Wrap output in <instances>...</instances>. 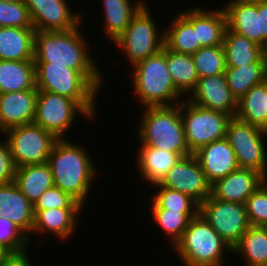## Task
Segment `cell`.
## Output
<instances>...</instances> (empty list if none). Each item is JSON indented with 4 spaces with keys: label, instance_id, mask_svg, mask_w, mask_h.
I'll list each match as a JSON object with an SVG mask.
<instances>
[{
    "label": "cell",
    "instance_id": "cell-33",
    "mask_svg": "<svg viewBox=\"0 0 267 266\" xmlns=\"http://www.w3.org/2000/svg\"><path fill=\"white\" fill-rule=\"evenodd\" d=\"M267 63H251L240 67H226L225 75L232 95L238 101L252 87L264 82Z\"/></svg>",
    "mask_w": 267,
    "mask_h": 266
},
{
    "label": "cell",
    "instance_id": "cell-1",
    "mask_svg": "<svg viewBox=\"0 0 267 266\" xmlns=\"http://www.w3.org/2000/svg\"><path fill=\"white\" fill-rule=\"evenodd\" d=\"M83 24L84 21L75 29L66 31H36L34 61L50 62L78 71L99 91L106 80L98 60H94L90 53L92 44L82 32Z\"/></svg>",
    "mask_w": 267,
    "mask_h": 266
},
{
    "label": "cell",
    "instance_id": "cell-6",
    "mask_svg": "<svg viewBox=\"0 0 267 266\" xmlns=\"http://www.w3.org/2000/svg\"><path fill=\"white\" fill-rule=\"evenodd\" d=\"M38 91L56 93L76 101L92 118H96L98 91L81 73L50 62H35Z\"/></svg>",
    "mask_w": 267,
    "mask_h": 266
},
{
    "label": "cell",
    "instance_id": "cell-27",
    "mask_svg": "<svg viewBox=\"0 0 267 266\" xmlns=\"http://www.w3.org/2000/svg\"><path fill=\"white\" fill-rule=\"evenodd\" d=\"M14 182L33 205L46 190L54 186L48 163L18 167Z\"/></svg>",
    "mask_w": 267,
    "mask_h": 266
},
{
    "label": "cell",
    "instance_id": "cell-47",
    "mask_svg": "<svg viewBox=\"0 0 267 266\" xmlns=\"http://www.w3.org/2000/svg\"><path fill=\"white\" fill-rule=\"evenodd\" d=\"M262 228L266 231L267 233V222L262 226Z\"/></svg>",
    "mask_w": 267,
    "mask_h": 266
},
{
    "label": "cell",
    "instance_id": "cell-37",
    "mask_svg": "<svg viewBox=\"0 0 267 266\" xmlns=\"http://www.w3.org/2000/svg\"><path fill=\"white\" fill-rule=\"evenodd\" d=\"M0 27L34 28L25 2L0 0Z\"/></svg>",
    "mask_w": 267,
    "mask_h": 266
},
{
    "label": "cell",
    "instance_id": "cell-44",
    "mask_svg": "<svg viewBox=\"0 0 267 266\" xmlns=\"http://www.w3.org/2000/svg\"><path fill=\"white\" fill-rule=\"evenodd\" d=\"M11 252L5 248L2 244H0V262H2Z\"/></svg>",
    "mask_w": 267,
    "mask_h": 266
},
{
    "label": "cell",
    "instance_id": "cell-39",
    "mask_svg": "<svg viewBox=\"0 0 267 266\" xmlns=\"http://www.w3.org/2000/svg\"><path fill=\"white\" fill-rule=\"evenodd\" d=\"M245 208L251 226L262 227L267 222V179L247 199Z\"/></svg>",
    "mask_w": 267,
    "mask_h": 266
},
{
    "label": "cell",
    "instance_id": "cell-20",
    "mask_svg": "<svg viewBox=\"0 0 267 266\" xmlns=\"http://www.w3.org/2000/svg\"><path fill=\"white\" fill-rule=\"evenodd\" d=\"M193 154L211 184L239 168L235 153L225 138L209 143Z\"/></svg>",
    "mask_w": 267,
    "mask_h": 266
},
{
    "label": "cell",
    "instance_id": "cell-28",
    "mask_svg": "<svg viewBox=\"0 0 267 266\" xmlns=\"http://www.w3.org/2000/svg\"><path fill=\"white\" fill-rule=\"evenodd\" d=\"M37 90L35 61L0 60V94Z\"/></svg>",
    "mask_w": 267,
    "mask_h": 266
},
{
    "label": "cell",
    "instance_id": "cell-21",
    "mask_svg": "<svg viewBox=\"0 0 267 266\" xmlns=\"http://www.w3.org/2000/svg\"><path fill=\"white\" fill-rule=\"evenodd\" d=\"M13 222L32 243L34 226L33 204L20 191L15 182L0 184V217Z\"/></svg>",
    "mask_w": 267,
    "mask_h": 266
},
{
    "label": "cell",
    "instance_id": "cell-26",
    "mask_svg": "<svg viewBox=\"0 0 267 266\" xmlns=\"http://www.w3.org/2000/svg\"><path fill=\"white\" fill-rule=\"evenodd\" d=\"M226 67H240L251 63H267V52L247 37L228 28L224 34Z\"/></svg>",
    "mask_w": 267,
    "mask_h": 266
},
{
    "label": "cell",
    "instance_id": "cell-14",
    "mask_svg": "<svg viewBox=\"0 0 267 266\" xmlns=\"http://www.w3.org/2000/svg\"><path fill=\"white\" fill-rule=\"evenodd\" d=\"M159 185L189 195L199 205L211 195L212 186L194 154L181 157Z\"/></svg>",
    "mask_w": 267,
    "mask_h": 266
},
{
    "label": "cell",
    "instance_id": "cell-22",
    "mask_svg": "<svg viewBox=\"0 0 267 266\" xmlns=\"http://www.w3.org/2000/svg\"><path fill=\"white\" fill-rule=\"evenodd\" d=\"M228 1V2H227ZM223 9L227 28L261 47L258 0H226Z\"/></svg>",
    "mask_w": 267,
    "mask_h": 266
},
{
    "label": "cell",
    "instance_id": "cell-45",
    "mask_svg": "<svg viewBox=\"0 0 267 266\" xmlns=\"http://www.w3.org/2000/svg\"><path fill=\"white\" fill-rule=\"evenodd\" d=\"M1 1L13 3V2H24L25 0H1Z\"/></svg>",
    "mask_w": 267,
    "mask_h": 266
},
{
    "label": "cell",
    "instance_id": "cell-34",
    "mask_svg": "<svg viewBox=\"0 0 267 266\" xmlns=\"http://www.w3.org/2000/svg\"><path fill=\"white\" fill-rule=\"evenodd\" d=\"M156 186V187H155ZM154 193L150 196V210H168L178 213H199V204L180 191L168 189L155 184Z\"/></svg>",
    "mask_w": 267,
    "mask_h": 266
},
{
    "label": "cell",
    "instance_id": "cell-43",
    "mask_svg": "<svg viewBox=\"0 0 267 266\" xmlns=\"http://www.w3.org/2000/svg\"><path fill=\"white\" fill-rule=\"evenodd\" d=\"M261 47L267 52V0H258Z\"/></svg>",
    "mask_w": 267,
    "mask_h": 266
},
{
    "label": "cell",
    "instance_id": "cell-40",
    "mask_svg": "<svg viewBox=\"0 0 267 266\" xmlns=\"http://www.w3.org/2000/svg\"><path fill=\"white\" fill-rule=\"evenodd\" d=\"M50 208L62 209H84L75 199L66 194L58 187L53 186L46 190L37 202L33 205V210H44Z\"/></svg>",
    "mask_w": 267,
    "mask_h": 266
},
{
    "label": "cell",
    "instance_id": "cell-16",
    "mask_svg": "<svg viewBox=\"0 0 267 266\" xmlns=\"http://www.w3.org/2000/svg\"><path fill=\"white\" fill-rule=\"evenodd\" d=\"M266 178L256 170L238 168L211 186V196L217 200L245 204Z\"/></svg>",
    "mask_w": 267,
    "mask_h": 266
},
{
    "label": "cell",
    "instance_id": "cell-32",
    "mask_svg": "<svg viewBox=\"0 0 267 266\" xmlns=\"http://www.w3.org/2000/svg\"><path fill=\"white\" fill-rule=\"evenodd\" d=\"M166 63L176 89L186 98L199 79L191 55L175 53L166 48Z\"/></svg>",
    "mask_w": 267,
    "mask_h": 266
},
{
    "label": "cell",
    "instance_id": "cell-46",
    "mask_svg": "<svg viewBox=\"0 0 267 266\" xmlns=\"http://www.w3.org/2000/svg\"><path fill=\"white\" fill-rule=\"evenodd\" d=\"M264 82L267 84V67H266V70H265V79H264Z\"/></svg>",
    "mask_w": 267,
    "mask_h": 266
},
{
    "label": "cell",
    "instance_id": "cell-38",
    "mask_svg": "<svg viewBox=\"0 0 267 266\" xmlns=\"http://www.w3.org/2000/svg\"><path fill=\"white\" fill-rule=\"evenodd\" d=\"M0 244L11 253H19L29 249V237L13 222L0 217Z\"/></svg>",
    "mask_w": 267,
    "mask_h": 266
},
{
    "label": "cell",
    "instance_id": "cell-42",
    "mask_svg": "<svg viewBox=\"0 0 267 266\" xmlns=\"http://www.w3.org/2000/svg\"><path fill=\"white\" fill-rule=\"evenodd\" d=\"M31 249L19 253H11L2 262L0 266H34L32 259L30 260L29 253Z\"/></svg>",
    "mask_w": 267,
    "mask_h": 266
},
{
    "label": "cell",
    "instance_id": "cell-13",
    "mask_svg": "<svg viewBox=\"0 0 267 266\" xmlns=\"http://www.w3.org/2000/svg\"><path fill=\"white\" fill-rule=\"evenodd\" d=\"M69 0H25L36 31H66L75 29L86 17L72 10ZM82 14V15H81Z\"/></svg>",
    "mask_w": 267,
    "mask_h": 266
},
{
    "label": "cell",
    "instance_id": "cell-2",
    "mask_svg": "<svg viewBox=\"0 0 267 266\" xmlns=\"http://www.w3.org/2000/svg\"><path fill=\"white\" fill-rule=\"evenodd\" d=\"M58 139L48 157L53 184L83 207L88 203L93 183L99 172L85 145ZM77 142V144H76ZM98 170V171H97Z\"/></svg>",
    "mask_w": 267,
    "mask_h": 266
},
{
    "label": "cell",
    "instance_id": "cell-23",
    "mask_svg": "<svg viewBox=\"0 0 267 266\" xmlns=\"http://www.w3.org/2000/svg\"><path fill=\"white\" fill-rule=\"evenodd\" d=\"M136 149V169L142 178V182L159 184L167 172L179 161L181 156L177 153L168 152L147 145H139ZM140 148V149H139Z\"/></svg>",
    "mask_w": 267,
    "mask_h": 266
},
{
    "label": "cell",
    "instance_id": "cell-19",
    "mask_svg": "<svg viewBox=\"0 0 267 266\" xmlns=\"http://www.w3.org/2000/svg\"><path fill=\"white\" fill-rule=\"evenodd\" d=\"M37 95L38 90L0 94V134L10 128L34 122Z\"/></svg>",
    "mask_w": 267,
    "mask_h": 266
},
{
    "label": "cell",
    "instance_id": "cell-24",
    "mask_svg": "<svg viewBox=\"0 0 267 266\" xmlns=\"http://www.w3.org/2000/svg\"><path fill=\"white\" fill-rule=\"evenodd\" d=\"M135 1V2H132ZM101 0L105 36L114 42L129 26L133 17L147 3L146 0Z\"/></svg>",
    "mask_w": 267,
    "mask_h": 266
},
{
    "label": "cell",
    "instance_id": "cell-41",
    "mask_svg": "<svg viewBox=\"0 0 267 266\" xmlns=\"http://www.w3.org/2000/svg\"><path fill=\"white\" fill-rule=\"evenodd\" d=\"M1 136L0 134V184H8L14 182L17 166L11 154L9 144Z\"/></svg>",
    "mask_w": 267,
    "mask_h": 266
},
{
    "label": "cell",
    "instance_id": "cell-17",
    "mask_svg": "<svg viewBox=\"0 0 267 266\" xmlns=\"http://www.w3.org/2000/svg\"><path fill=\"white\" fill-rule=\"evenodd\" d=\"M180 13L193 25L202 47L223 45L227 18L223 7L209 9L202 5L184 8Z\"/></svg>",
    "mask_w": 267,
    "mask_h": 266
},
{
    "label": "cell",
    "instance_id": "cell-9",
    "mask_svg": "<svg viewBox=\"0 0 267 266\" xmlns=\"http://www.w3.org/2000/svg\"><path fill=\"white\" fill-rule=\"evenodd\" d=\"M225 139L239 168L256 170L267 179V131L233 117L228 122Z\"/></svg>",
    "mask_w": 267,
    "mask_h": 266
},
{
    "label": "cell",
    "instance_id": "cell-7",
    "mask_svg": "<svg viewBox=\"0 0 267 266\" xmlns=\"http://www.w3.org/2000/svg\"><path fill=\"white\" fill-rule=\"evenodd\" d=\"M148 6L150 5L146 3L138 11L124 33L112 43L117 49H121V54H124L122 56L131 67L157 54L164 46V29L160 30V24L156 23V17L152 16Z\"/></svg>",
    "mask_w": 267,
    "mask_h": 266
},
{
    "label": "cell",
    "instance_id": "cell-11",
    "mask_svg": "<svg viewBox=\"0 0 267 266\" xmlns=\"http://www.w3.org/2000/svg\"><path fill=\"white\" fill-rule=\"evenodd\" d=\"M3 136L9 144L17 168L47 163L58 140L54 134L34 123L10 128Z\"/></svg>",
    "mask_w": 267,
    "mask_h": 266
},
{
    "label": "cell",
    "instance_id": "cell-15",
    "mask_svg": "<svg viewBox=\"0 0 267 266\" xmlns=\"http://www.w3.org/2000/svg\"><path fill=\"white\" fill-rule=\"evenodd\" d=\"M206 109L236 117L238 101L232 95L225 74L199 78L195 88L185 98Z\"/></svg>",
    "mask_w": 267,
    "mask_h": 266
},
{
    "label": "cell",
    "instance_id": "cell-35",
    "mask_svg": "<svg viewBox=\"0 0 267 266\" xmlns=\"http://www.w3.org/2000/svg\"><path fill=\"white\" fill-rule=\"evenodd\" d=\"M154 220V225L159 226L161 231L168 237L167 240L170 242L169 247L173 249L174 246L183 237L184 231L187 229L188 224L192 218L198 213H178L168 210H150Z\"/></svg>",
    "mask_w": 267,
    "mask_h": 266
},
{
    "label": "cell",
    "instance_id": "cell-4",
    "mask_svg": "<svg viewBox=\"0 0 267 266\" xmlns=\"http://www.w3.org/2000/svg\"><path fill=\"white\" fill-rule=\"evenodd\" d=\"M137 127L139 145H147L157 149L179 154L181 157L191 155L187 146L183 121L181 118V102L172 106L142 107ZM139 136V137H138Z\"/></svg>",
    "mask_w": 267,
    "mask_h": 266
},
{
    "label": "cell",
    "instance_id": "cell-18",
    "mask_svg": "<svg viewBox=\"0 0 267 266\" xmlns=\"http://www.w3.org/2000/svg\"><path fill=\"white\" fill-rule=\"evenodd\" d=\"M83 210L85 209L50 208L33 210L34 226L32 235L35 233L36 236L41 235L42 237H38L39 240L41 238L40 242L45 239L43 236L45 237L47 233V237L53 235L59 242L61 240L68 241L78 231L77 225L79 223L77 220H79V216L83 215Z\"/></svg>",
    "mask_w": 267,
    "mask_h": 266
},
{
    "label": "cell",
    "instance_id": "cell-36",
    "mask_svg": "<svg viewBox=\"0 0 267 266\" xmlns=\"http://www.w3.org/2000/svg\"><path fill=\"white\" fill-rule=\"evenodd\" d=\"M191 56L199 78L225 74L226 58L223 45L201 47Z\"/></svg>",
    "mask_w": 267,
    "mask_h": 266
},
{
    "label": "cell",
    "instance_id": "cell-5",
    "mask_svg": "<svg viewBox=\"0 0 267 266\" xmlns=\"http://www.w3.org/2000/svg\"><path fill=\"white\" fill-rule=\"evenodd\" d=\"M172 251L183 266H227V253L232 254L231 247L199 213L190 220Z\"/></svg>",
    "mask_w": 267,
    "mask_h": 266
},
{
    "label": "cell",
    "instance_id": "cell-3",
    "mask_svg": "<svg viewBox=\"0 0 267 266\" xmlns=\"http://www.w3.org/2000/svg\"><path fill=\"white\" fill-rule=\"evenodd\" d=\"M131 93L141 107L172 106L185 97L176 89L166 63V47L129 67ZM133 87V88H132Z\"/></svg>",
    "mask_w": 267,
    "mask_h": 266
},
{
    "label": "cell",
    "instance_id": "cell-12",
    "mask_svg": "<svg viewBox=\"0 0 267 266\" xmlns=\"http://www.w3.org/2000/svg\"><path fill=\"white\" fill-rule=\"evenodd\" d=\"M199 214L231 249L251 227L245 204L217 200L211 195L199 205Z\"/></svg>",
    "mask_w": 267,
    "mask_h": 266
},
{
    "label": "cell",
    "instance_id": "cell-25",
    "mask_svg": "<svg viewBox=\"0 0 267 266\" xmlns=\"http://www.w3.org/2000/svg\"><path fill=\"white\" fill-rule=\"evenodd\" d=\"M34 28L0 27V60H34Z\"/></svg>",
    "mask_w": 267,
    "mask_h": 266
},
{
    "label": "cell",
    "instance_id": "cell-30",
    "mask_svg": "<svg viewBox=\"0 0 267 266\" xmlns=\"http://www.w3.org/2000/svg\"><path fill=\"white\" fill-rule=\"evenodd\" d=\"M236 118L267 131V84L252 87L238 100Z\"/></svg>",
    "mask_w": 267,
    "mask_h": 266
},
{
    "label": "cell",
    "instance_id": "cell-29",
    "mask_svg": "<svg viewBox=\"0 0 267 266\" xmlns=\"http://www.w3.org/2000/svg\"><path fill=\"white\" fill-rule=\"evenodd\" d=\"M168 27H164V46L180 54L192 55L202 46L197 41L193 25L180 13H173Z\"/></svg>",
    "mask_w": 267,
    "mask_h": 266
},
{
    "label": "cell",
    "instance_id": "cell-8",
    "mask_svg": "<svg viewBox=\"0 0 267 266\" xmlns=\"http://www.w3.org/2000/svg\"><path fill=\"white\" fill-rule=\"evenodd\" d=\"M181 118L192 154L209 143L224 139L228 122L232 119L226 113L203 108L187 99L181 101Z\"/></svg>",
    "mask_w": 267,
    "mask_h": 266
},
{
    "label": "cell",
    "instance_id": "cell-31",
    "mask_svg": "<svg viewBox=\"0 0 267 266\" xmlns=\"http://www.w3.org/2000/svg\"><path fill=\"white\" fill-rule=\"evenodd\" d=\"M232 255H238L240 259L244 260L245 264L241 266H266V231L260 226H251L232 248Z\"/></svg>",
    "mask_w": 267,
    "mask_h": 266
},
{
    "label": "cell",
    "instance_id": "cell-10",
    "mask_svg": "<svg viewBox=\"0 0 267 266\" xmlns=\"http://www.w3.org/2000/svg\"><path fill=\"white\" fill-rule=\"evenodd\" d=\"M78 115L85 120L88 118V122L93 119L73 99L52 92L38 91L33 123L51 132L58 139L68 137L67 134L73 130Z\"/></svg>",
    "mask_w": 267,
    "mask_h": 266
}]
</instances>
